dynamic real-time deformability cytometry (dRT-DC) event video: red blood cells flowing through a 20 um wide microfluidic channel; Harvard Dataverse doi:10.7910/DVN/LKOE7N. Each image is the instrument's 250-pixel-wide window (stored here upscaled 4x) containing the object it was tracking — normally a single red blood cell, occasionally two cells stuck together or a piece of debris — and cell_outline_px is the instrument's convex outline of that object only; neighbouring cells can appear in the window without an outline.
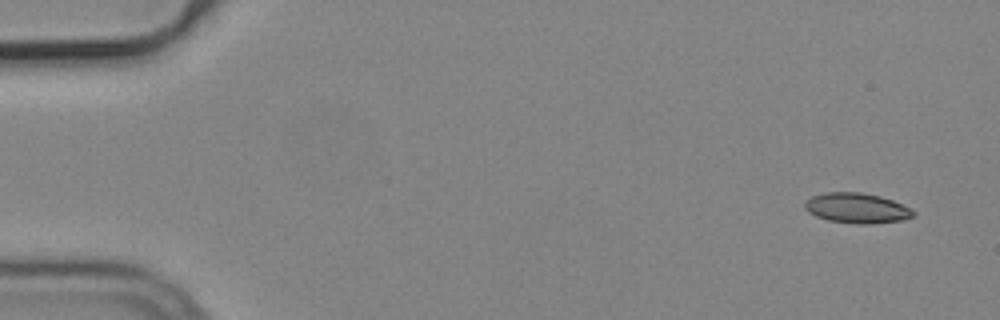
{"species": "common noctule bat (a hibernating species)", "species_latin": "Nyctalus noctula", "temperature_condition": "cold", "stored_images_in_passage": 4, "camera_frame_rate_fps": 3000, "um_per_image_px": 0.085, "animal": {"sex": "male", "body_mass_g": 19.2, "forearm_length_mm": 51.8}, "frame": {"image": 1, "passage_image": 1, "time_ms": 0.0, "image_size_px": [1000, 320], "cell_outline_px": [[916, 212], [912, 216], [904, 220], [872, 224], [856, 224], [828, 220], [816, 216], [808, 212], [804, 208], [804, 200], [812, 196], [824, 192], [860, 192], [880, 196], [892, 200]], "centroid_in_image_um": [72.78, 17.69], "position_along_channel_um": 12.2, "area_um2": 19.13}}
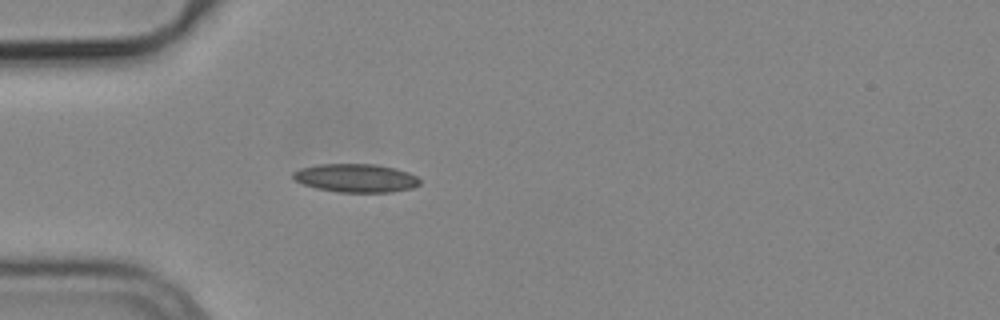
{"frame": {"image": 2, "passage_image": 4, "time_ms": 1.0, "image_size_px": [1000, 320], "cell_outline_px": [[420, 184], [412, 188], [392, 192], [340, 192], [316, 188], [304, 184], [296, 180], [292, 176], [292, 172], [300, 168], [320, 164], [376, 164], [396, 168], [408, 172], [416, 176], [420, 180]], "centroid_in_image_um": [30.27, 15.13], "position_along_channel_um": 54.7, "area_um2": 20.98}}